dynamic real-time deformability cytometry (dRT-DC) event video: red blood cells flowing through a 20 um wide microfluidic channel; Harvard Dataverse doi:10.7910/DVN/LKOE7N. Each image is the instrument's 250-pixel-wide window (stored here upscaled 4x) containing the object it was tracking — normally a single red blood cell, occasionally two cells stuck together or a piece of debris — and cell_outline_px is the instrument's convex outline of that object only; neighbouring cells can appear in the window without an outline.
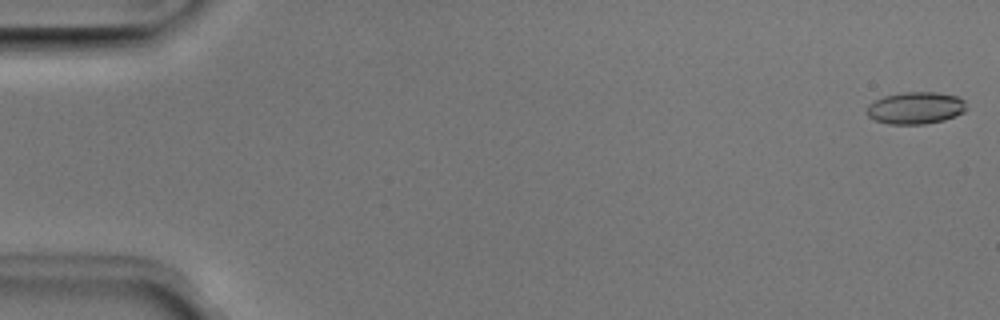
{"species": "Egyptian fruit bat (a non-hibernating species)", "species_latin": "Rousettus aegyptiacus", "temperature_condition": "room temperature", "stored_images_in_passage": 51, "camera_frame_rate_fps": 3000, "um_per_image_px": 0.085, "animal": {"sex": "male"}, "frame": {"image": 1, "passage_image": 1, "time_ms": 0.0, "image_size_px": [1000, 320], "cell_outline_px": [[968, 108], [964, 112], [956, 116], [944, 120], [924, 124], [888, 124], [876, 120], [868, 116], [864, 112], [868, 104], [884, 96], [904, 92], [936, 92], [956, 96], [964, 100]], "centroid_in_image_um": [77.83, 9.18], "position_along_channel_um": 7.2, "area_um2": 18.79}}
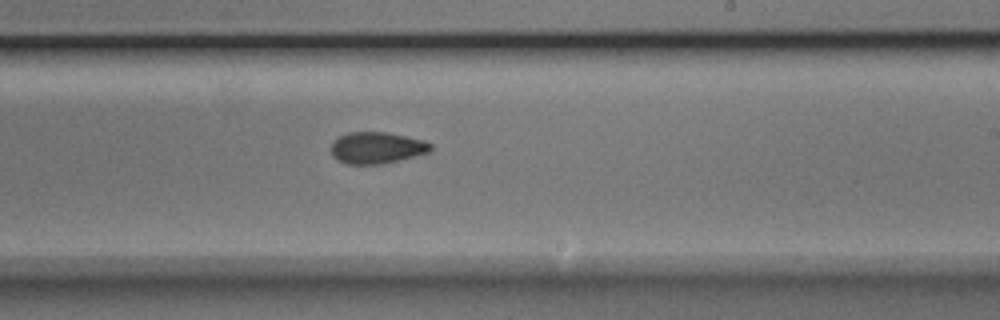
{"frame": {"image": 2, "passage_image": 31, "time_ms": 10.0, "image_size_px": [1000, 320], "cell_outline_px": [[432, 148], [428, 152], [380, 164], [348, 164], [336, 160], [332, 156], [328, 148], [340, 136], [348, 132], [388, 132], [424, 140], [432, 144]], "centroid_in_image_um": [31.97, 12.55], "position_along_channel_um": 257.0, "area_um2": 18.26}}
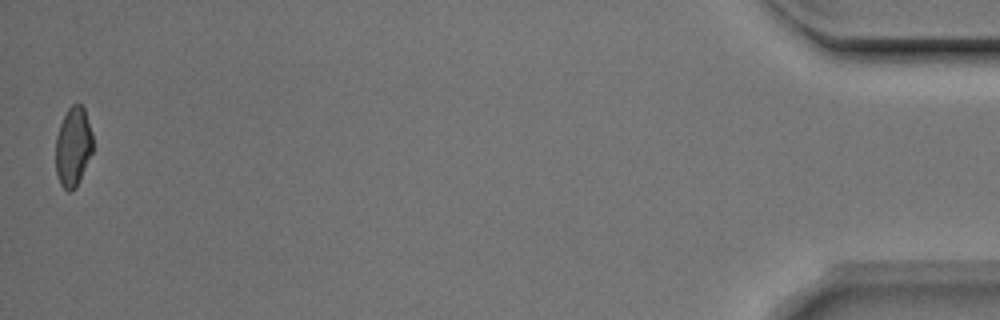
{"frame": {"image": 3, "passage_image": 51, "time_ms": 16.667, "image_size_px": [1000, 320], "cell_outline_px": [[92, 152], [76, 188], [68, 192], [60, 184], [56, 172], [56, 136], [60, 124], [68, 108], [72, 104], [80, 104], [84, 108], [92, 132]], "centroid_in_image_um": [6.21, 12.47], "position_along_channel_um": 429.0, "area_um2": 17.11}, "authors_computed_cell_mechanics": {"area_um2": 18.3804, "velocity_mm_per_s": 3.9694, "shape_relaxation_time_tau1_ms": 7.6172, "shape_relaxation_time_tau2_ms": 2.9864, "deformation_change_tau1": 0.1462, "deformation_change_tau2": 0.0813}}